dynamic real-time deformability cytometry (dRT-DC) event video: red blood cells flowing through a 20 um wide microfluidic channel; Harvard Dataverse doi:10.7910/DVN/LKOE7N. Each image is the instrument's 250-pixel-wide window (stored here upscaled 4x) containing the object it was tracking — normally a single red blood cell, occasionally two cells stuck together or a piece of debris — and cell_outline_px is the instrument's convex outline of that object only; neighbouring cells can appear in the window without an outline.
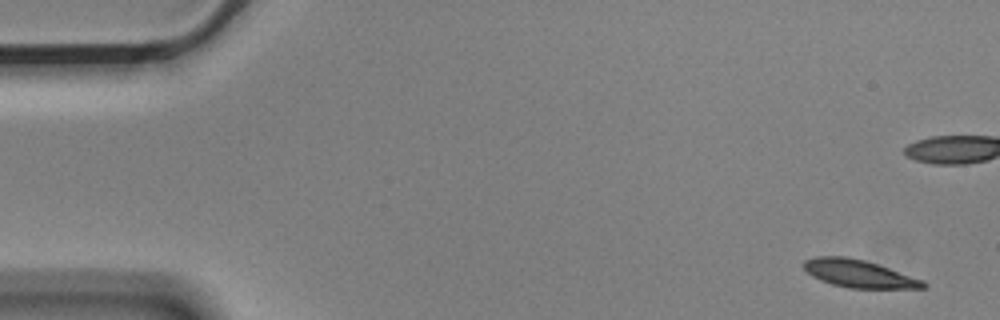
{"species": "Egyptian fruit bat (a non-hibernating species)", "species_latin": "Rousettus aegyptiacus", "temperature_condition": "cold", "stored_images_in_passage": 4, "camera_frame_rate_fps": 3000, "um_per_image_px": 0.085, "animal": {"sex": "male"}, "frame": {"image": 1, "passage_image": 1, "time_ms": 0.0, "image_size_px": [1000, 320], "cell_outline_px": [[928, 284], [924, 288], [852, 288], [832, 284], [820, 280], [812, 276], [804, 268], [804, 260], [816, 256], [844, 256], [864, 260], [924, 280]], "centroid_in_image_um": [73.0, 23.26], "position_along_channel_um": 12.0, "area_um2": 19.02}}
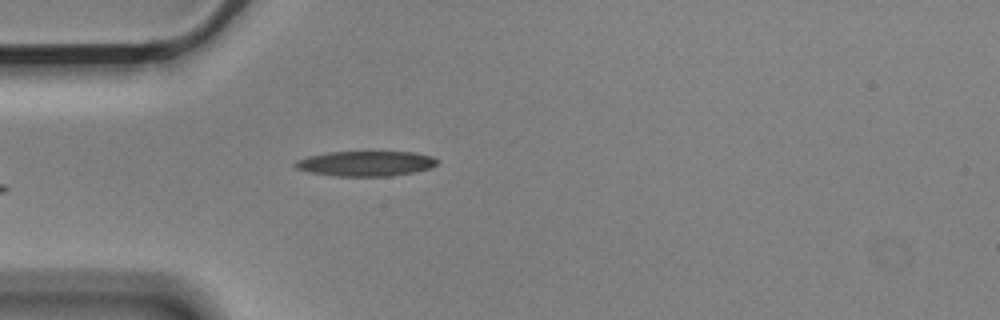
{"frame": {"image": 2, "passage_image": 4, "time_ms": 1.0, "image_size_px": [1000, 320], "cell_outline_px": [[440, 160], [436, 164], [428, 168], [416, 172], [392, 176], [336, 176], [308, 172], [296, 168], [292, 164], [296, 160], [308, 156], [328, 152], [412, 152], [432, 156]], "centroid_in_image_um": [31.07, 13.9], "position_along_channel_um": 53.9, "area_um2": 20.87}}